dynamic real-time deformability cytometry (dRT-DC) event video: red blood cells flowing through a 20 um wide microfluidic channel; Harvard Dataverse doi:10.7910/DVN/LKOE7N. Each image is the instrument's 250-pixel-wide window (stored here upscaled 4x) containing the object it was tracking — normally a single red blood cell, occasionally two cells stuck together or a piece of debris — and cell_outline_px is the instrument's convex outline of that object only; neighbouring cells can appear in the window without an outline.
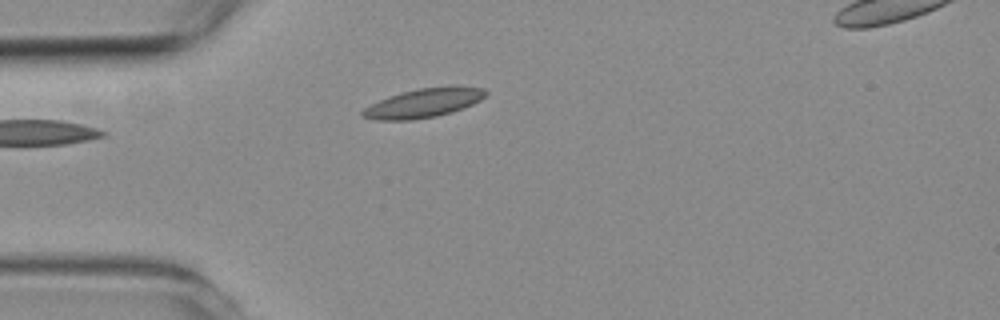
{"species": "common noctule bat (a hibernating species)", "species_latin": "Nyctalus noctula", "temperature_condition": "room temperature", "stored_images_in_passage": 2, "camera_frame_rate_fps": 3000, "um_per_image_px": 0.085, "animal": {"sex": "female", "body_mass_g": 19.3, "forearm_length_mm": 54.1}, "frame": {"image": 1, "passage_image": 2, "time_ms": 1.0, "image_size_px": [1000, 320], "cell_outline_px": [[488, 92], [480, 100], [472, 104], [452, 112], [436, 116], [412, 120], [376, 120], [360, 116], [360, 112], [364, 108], [380, 100], [416, 88], [484, 88]], "centroid_in_image_um": [35.94, 8.8], "position_along_channel_um": 49.1, "area_um2": 20.06}}